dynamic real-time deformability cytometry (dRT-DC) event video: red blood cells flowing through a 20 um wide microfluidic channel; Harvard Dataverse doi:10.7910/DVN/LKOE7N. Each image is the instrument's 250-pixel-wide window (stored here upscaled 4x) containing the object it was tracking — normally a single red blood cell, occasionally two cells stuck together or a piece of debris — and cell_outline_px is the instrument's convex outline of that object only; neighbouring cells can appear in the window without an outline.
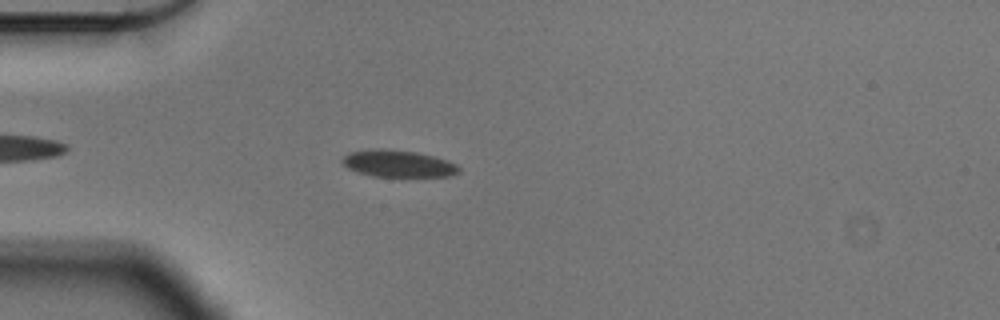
{"species": "Egyptian fruit bat (a non-hibernating species)", "species_latin": "Rousettus aegyptiacus", "temperature_condition": "cold", "stored_images_in_passage": 48, "camera_frame_rate_fps": 3000, "um_per_image_px": 0.085, "animal": {"sex": "male"}, "frame": {"image": 1, "passage_image": 7, "time_ms": 2.0, "image_size_px": [1000, 320], "cell_outline_px": [[460, 172], [452, 176], [372, 176], [348, 168], [340, 160], [344, 156], [352, 152], [376, 148], [384, 148], [416, 152], [448, 160], [456, 164], [460, 168]], "centroid_in_image_um": [33.87, 13.9], "position_along_channel_um": 51.1, "area_um2": 18.15}}
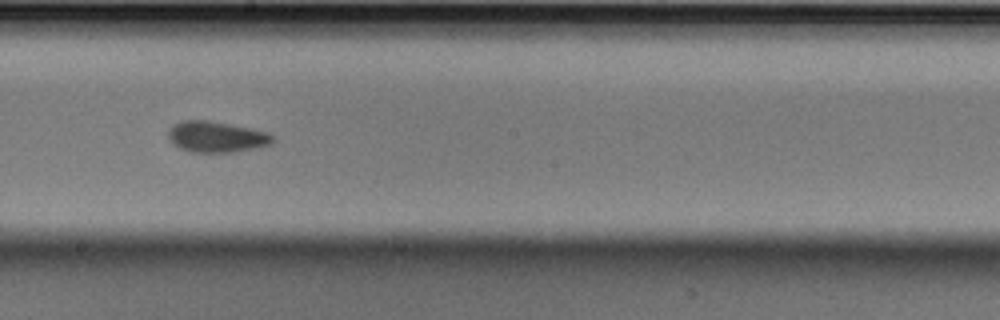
{"frame": {"image": 2, "passage_image": 23, "time_ms": 7.333, "image_size_px": [1000, 320], "cell_outline_px": [[276, 140], [272, 144], [260, 148], [232, 152], [192, 152], [180, 148], [168, 136], [168, 132], [172, 124], [180, 120], [208, 120], [252, 128], [268, 132], [276, 136]], "centroid_in_image_um": [18.48, 11.62], "position_along_channel_um": 229.7, "area_um2": 19.13}}
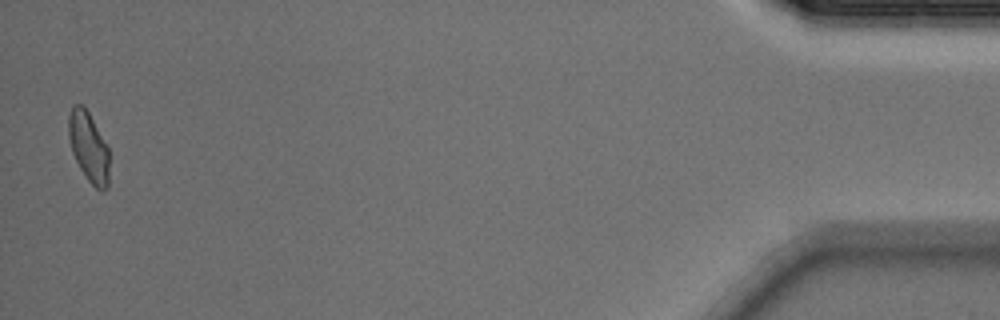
{"frame": {"image": 3, "passage_image": 47, "time_ms": 15.333, "image_size_px": [1000, 320], "cell_outline_px": [[108, 188], [104, 192], [100, 192], [88, 180], [80, 168], [72, 152], [68, 136], [68, 116], [72, 104], [84, 104], [108, 144]], "centroid_in_image_um": [7.54, 12.46], "position_along_channel_um": 427.7, "area_um2": 16.94}, "authors_computed_cell_mechanics": {"area_um2": 17.7446, "velocity_mm_per_s": 3.5546, "shape_relaxation_time_tau1_ms": 2.9718, "shape_relaxation_time_tau2_ms": 3.2657, "deformation_change_tau1": 0.096, "deformation_change_tau2": 0.0739}}